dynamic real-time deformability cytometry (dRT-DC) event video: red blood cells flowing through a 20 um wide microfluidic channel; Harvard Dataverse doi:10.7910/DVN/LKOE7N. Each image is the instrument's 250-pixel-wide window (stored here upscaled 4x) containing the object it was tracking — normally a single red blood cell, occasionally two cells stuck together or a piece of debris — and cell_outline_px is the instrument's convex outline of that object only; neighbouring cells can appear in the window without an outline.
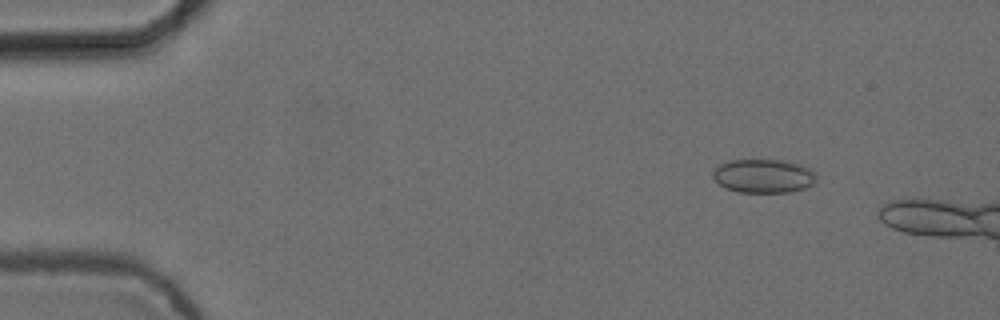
{"species": "common noctule bat (a hibernating species)", "species_latin": "Nyctalus noctula", "temperature_condition": "cold", "stored_images_in_passage": 4, "camera_frame_rate_fps": 3000, "um_per_image_px": 0.085, "animal": {"sex": "female", "body_mass_g": 24.6, "forearm_length_mm": 56.2}, "frame": {"image": 1, "passage_image": 2, "time_ms": 0.333, "image_size_px": [1000, 320], "cell_outline_px": [[816, 180], [812, 184], [804, 188], [788, 192], [740, 192], [724, 188], [712, 176], [712, 172], [720, 164], [728, 160], [788, 160], [812, 168], [816, 172]], "centroid_in_image_um": [64.92, 14.94], "position_along_channel_um": 20.1, "area_um2": 20.52}}